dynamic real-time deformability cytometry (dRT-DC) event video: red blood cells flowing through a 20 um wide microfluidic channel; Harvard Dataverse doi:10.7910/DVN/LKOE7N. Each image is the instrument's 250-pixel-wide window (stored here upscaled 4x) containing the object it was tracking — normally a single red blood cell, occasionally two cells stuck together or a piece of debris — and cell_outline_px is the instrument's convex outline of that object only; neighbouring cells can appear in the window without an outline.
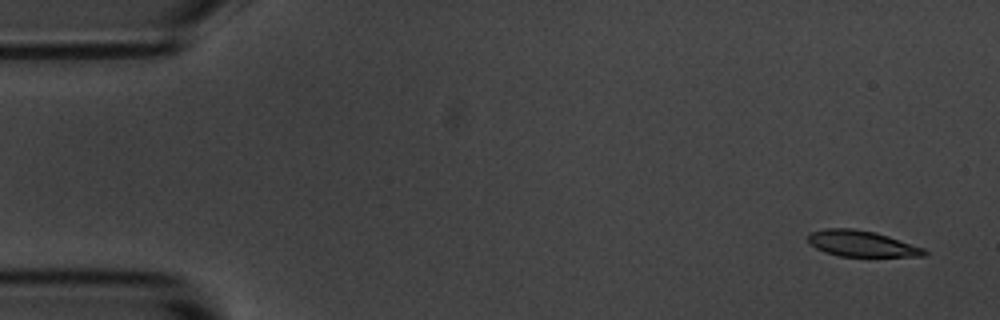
{"species": "common noctule bat (a hibernating species)", "species_latin": "Nyctalus noctula", "temperature_condition": "room temperature", "stored_images_in_passage": 7, "camera_frame_rate_fps": 3000, "um_per_image_px": 0.085, "animal": {"sex": "male", "body_mass_g": 20.1, "forearm_length_mm": 53.5}, "frame": {"image": 1, "passage_image": 1, "time_ms": 0.0, "image_size_px": [1000, 320], "cell_outline_px": [[928, 252], [924, 256], [840, 256], [824, 252], [816, 248], [808, 240], [808, 232], [824, 228], [852, 228], [876, 232], [924, 248]], "centroid_in_image_um": [73.21, 20.7], "position_along_channel_um": 11.8, "area_um2": 17.57}}
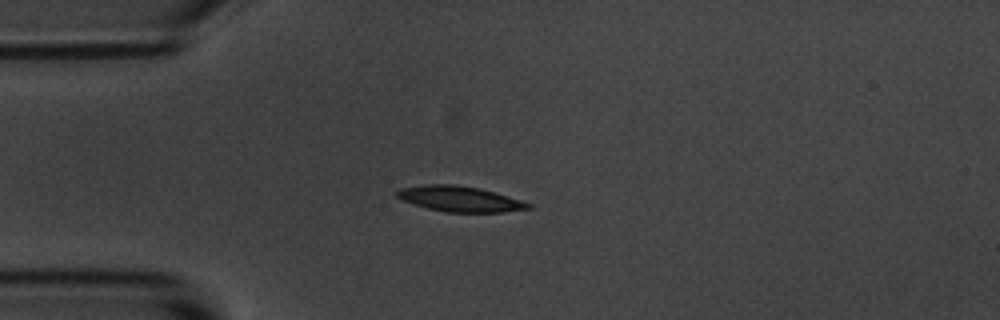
{"frame": {"image": 2, "passage_image": 4, "time_ms": 3.667, "image_size_px": [1000, 320], "cell_outline_px": [[532, 208], [504, 212], [448, 212], [428, 208], [404, 200], [396, 196], [396, 192], [400, 188], [424, 184], [456, 184], [480, 188], [520, 200], [532, 204]], "centroid_in_image_um": [39.09, 16.9], "position_along_channel_um": 45.9, "area_um2": 19.31}}
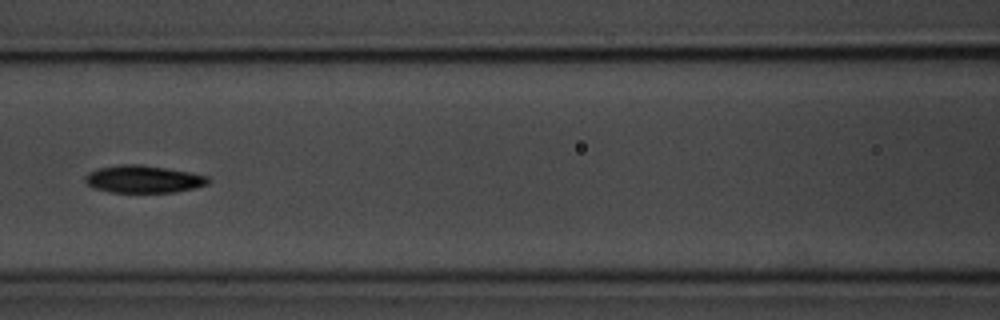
{"frame": {"image": 3, "passage_image": 7, "time_ms": 7.0, "image_size_px": [1000, 320], "cell_outline_px": [[212, 180], [208, 184], [196, 188], [176, 192], [108, 192], [92, 188], [84, 180], [84, 176], [88, 172], [100, 168], [120, 164], [140, 164], [188, 172], [208, 176]], "centroid_in_image_um": [12.18, 15.23], "position_along_channel_um": 154.4, "area_um2": 19.77}}